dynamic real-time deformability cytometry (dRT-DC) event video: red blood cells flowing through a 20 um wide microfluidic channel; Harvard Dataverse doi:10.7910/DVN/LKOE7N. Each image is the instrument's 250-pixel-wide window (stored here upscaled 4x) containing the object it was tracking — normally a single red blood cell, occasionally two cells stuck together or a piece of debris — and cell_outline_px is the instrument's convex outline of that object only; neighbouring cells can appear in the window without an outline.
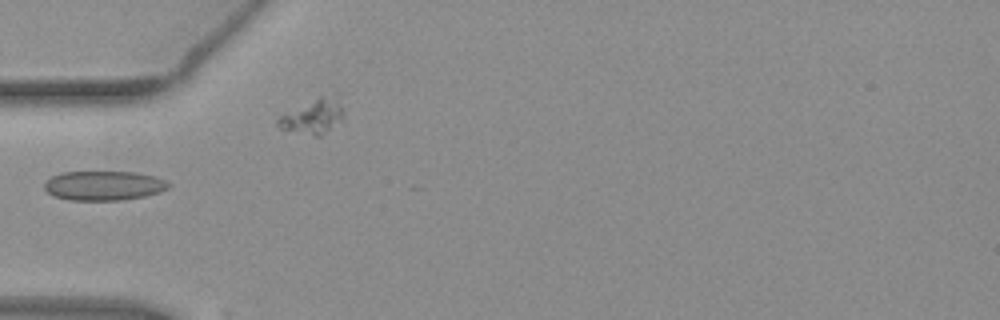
{"species": "common noctule bat (a hibernating species)", "species_latin": "Nyctalus noctula", "temperature_condition": "warm", "stored_images_in_passage": 2, "camera_frame_rate_fps": 3000, "um_per_image_px": 0.085, "animal": {"sex": "female", "body_mass_g": 19.3, "forearm_length_mm": 54.1}, "frame": {"image": 1, "passage_image": 1, "time_ms": 0.0, "image_size_px": [1000, 320], "cell_outline_px": [[172, 184], [168, 188], [160, 192], [144, 196], [120, 200], [68, 200], [52, 196], [44, 188], [44, 180], [52, 176], [64, 172], [136, 172], [156, 176]], "centroid_in_image_um": [8.81, 15.78], "position_along_channel_um": 76.2, "area_um2": 21.44}}